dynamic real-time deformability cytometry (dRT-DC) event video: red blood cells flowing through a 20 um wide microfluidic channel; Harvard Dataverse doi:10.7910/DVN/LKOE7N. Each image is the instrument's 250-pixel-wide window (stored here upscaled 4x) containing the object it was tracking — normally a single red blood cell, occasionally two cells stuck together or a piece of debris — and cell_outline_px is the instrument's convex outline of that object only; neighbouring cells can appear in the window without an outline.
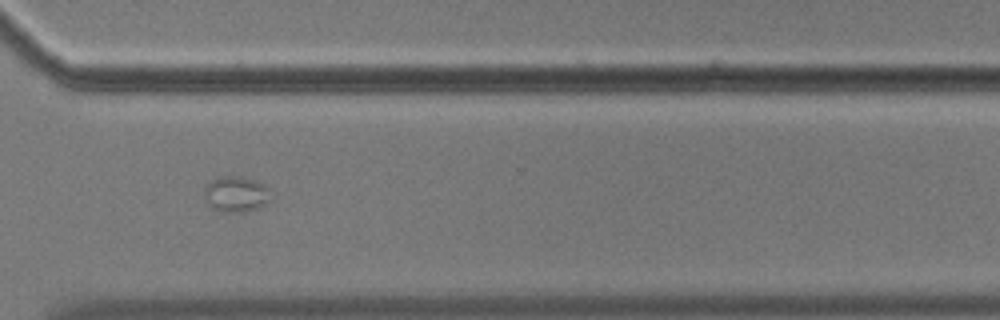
{"species": "common noctule bat (a hibernating species)", "species_latin": "Nyctalus noctula", "temperature_condition": "cold", "stored_images_in_passage": 50, "camera_frame_rate_fps": 3000, "um_per_image_px": 0.085, "animal": {"sex": "male", "body_mass_g": 17.9}, "frame": {"image": 1, "passage_image": 35, "time_ms": 11.333, "image_size_px": [1000, 320], "cell_outline_px": [[272, 200], [256, 208], [244, 212], [224, 212], [212, 208], [204, 200], [204, 184], [216, 176], [240, 176], [256, 180], [264, 184], [268, 188], [272, 196]], "centroid_in_image_um": [20.03, 16.48], "position_along_channel_um": 350.6, "area_um2": 14.28}}
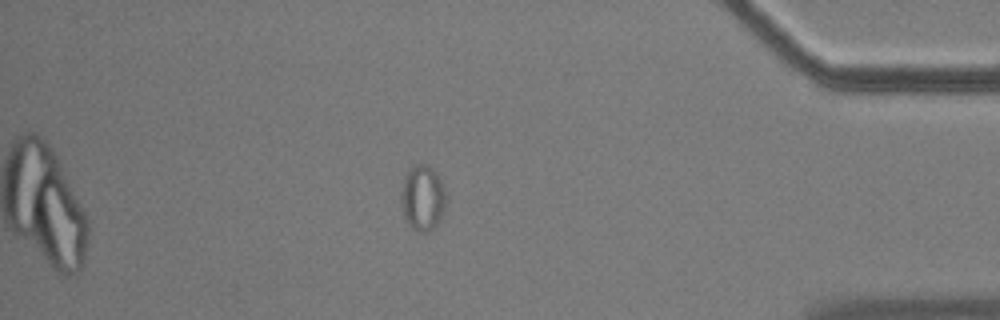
{"frame": {"image": 2, "passage_image": 42, "time_ms": 13.667, "image_size_px": [1000, 320], "cell_outline_px": [[448, 200], [444, 212], [440, 220], [428, 232], [416, 232], [404, 220], [400, 200], [400, 192], [404, 176], [408, 168], [412, 164], [424, 164], [432, 168], [436, 172], [448, 196]], "centroid_in_image_um": [35.91, 16.82], "position_along_channel_um": 399.3, "area_um2": 17.8}}